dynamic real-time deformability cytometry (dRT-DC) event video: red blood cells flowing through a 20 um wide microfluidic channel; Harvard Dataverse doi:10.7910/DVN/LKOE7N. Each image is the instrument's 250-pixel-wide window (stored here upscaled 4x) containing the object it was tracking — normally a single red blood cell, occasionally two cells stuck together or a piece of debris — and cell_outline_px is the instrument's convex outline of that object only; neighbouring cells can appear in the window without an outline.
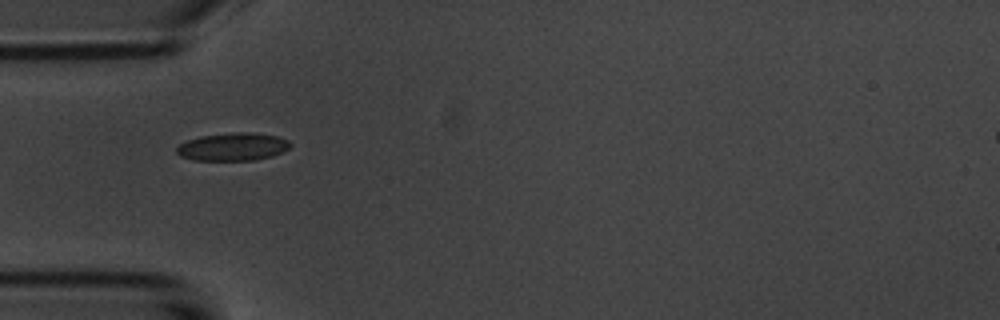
{"species": "common noctule bat (a hibernating species)", "species_latin": "Nyctalus noctula", "temperature_condition": "room temperature", "stored_images_in_passage": 32, "camera_frame_rate_fps": 3000, "um_per_image_px": 0.085, "animal": {"sex": "male", "body_mass_g": 20.1, "forearm_length_mm": 53.5}, "frame": {"image": 1, "passage_image": 1, "time_ms": 0.0, "image_size_px": [1000, 320], "cell_outline_px": [[292, 144], [288, 148], [272, 156], [256, 160], [192, 160], [180, 156], [176, 152], [176, 148], [180, 144], [188, 140], [200, 136], [232, 132], [256, 132], [276, 136], [288, 140]], "centroid_in_image_um": [19.78, 12.47], "position_along_channel_um": 65.2, "area_um2": 18.5}}
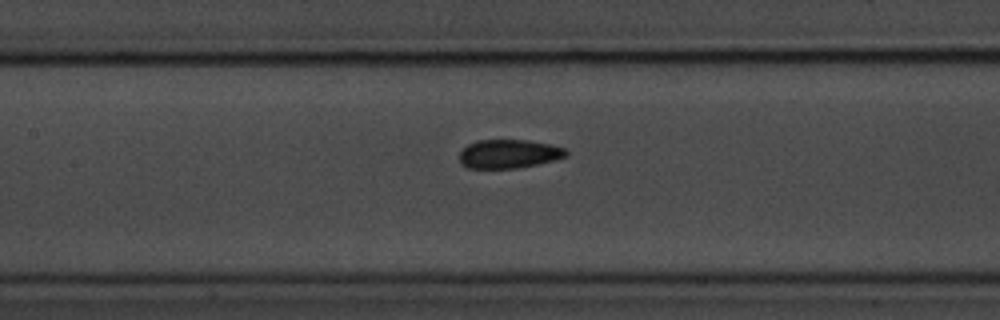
{"frame": {"image": 2, "passage_image": 9, "time_ms": 2.667, "image_size_px": [1000, 320], "cell_outline_px": [[568, 156], [556, 160], [516, 168], [468, 168], [460, 164], [460, 152], [468, 144], [476, 140], [528, 140], [552, 144], [564, 148], [568, 152]], "centroid_in_image_um": [43.27, 13.07], "position_along_channel_um": 164.1, "area_um2": 17.98}}
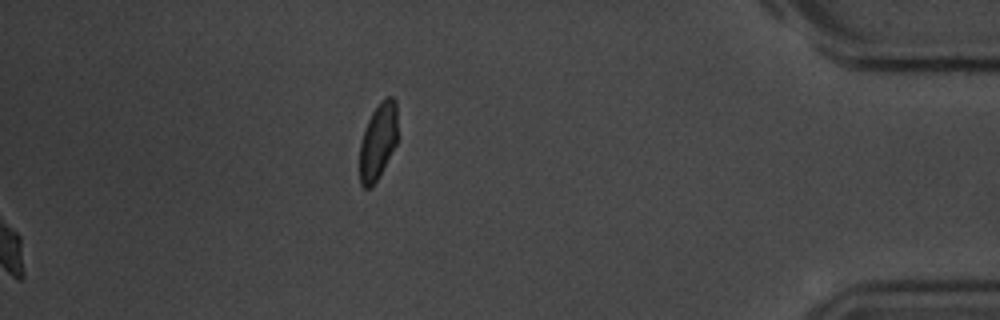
{"frame": {"image": 3, "passage_image": 32, "time_ms": 10.333, "image_size_px": [1000, 320], "cell_outline_px": [[396, 144], [372, 188], [364, 188], [360, 184], [360, 144], [368, 120], [372, 112], [380, 100], [388, 96], [392, 96], [396, 100]], "centroid_in_image_um": [32.12, 12.0], "position_along_channel_um": 403.1, "area_um2": 16.65}, "authors_computed_cell_mechanics": {"area_um2": 18.1203, "velocity_mm_per_s": 3.7014, "shape_relaxation_time_tau1_ms": 4.2402, "shape_relaxation_time_tau2_ms": 0.7345, "deformation_change_tau1": 0.112, "deformation_change_tau2": 0.0531}}